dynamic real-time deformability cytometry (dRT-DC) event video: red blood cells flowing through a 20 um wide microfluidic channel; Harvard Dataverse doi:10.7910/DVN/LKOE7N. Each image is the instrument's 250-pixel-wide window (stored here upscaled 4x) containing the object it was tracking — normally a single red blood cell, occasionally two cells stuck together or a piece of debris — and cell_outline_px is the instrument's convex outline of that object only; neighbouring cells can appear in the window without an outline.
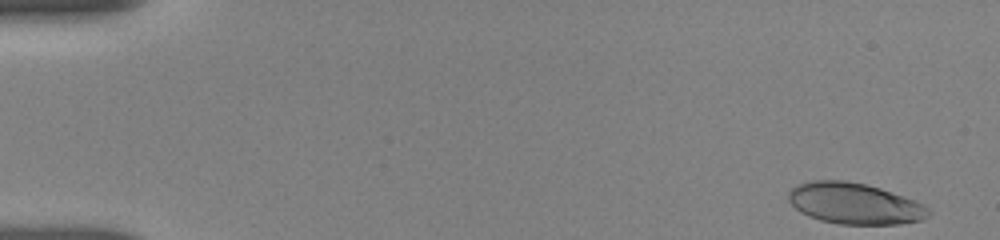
{"species": "human", "species_latin": "Homo sapiens", "temperature_condition": "room temperature", "stored_images_in_passage": 10, "camera_frame_rate_fps": 3000, "um_per_image_px": 0.085, "donor": {"sex": "female"}, "frame": {"image": 1, "passage_image": 1, "time_ms": 0.0, "image_size_px": [1000, 240], "cell_outline_px": [[932, 212], [928, 216], [920, 220], [900, 224], [840, 224], [820, 220], [808, 216], [800, 212], [788, 200], [788, 192], [792, 188], [800, 184], [812, 180], [844, 180], [868, 184], [916, 200], [924, 204]], "centroid_in_image_um": [72.65, 17.29], "position_along_channel_um": 12.3, "area_um2": 33.7}}
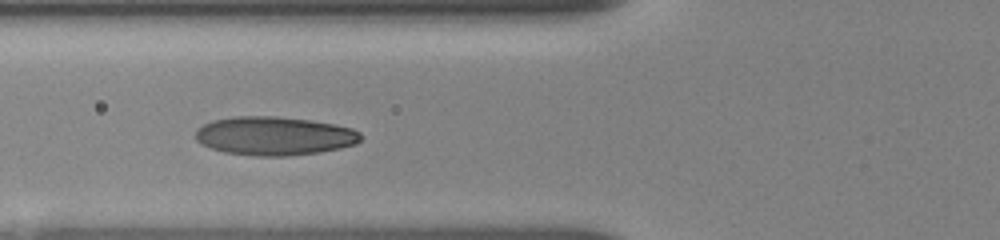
{"frame": {"image": 2, "passage_image": 7, "time_ms": 6.0, "image_size_px": [1000, 240], "cell_outline_px": [[360, 140], [356, 144], [340, 148], [320, 152], [288, 156], [256, 156], [224, 152], [200, 144], [196, 140], [196, 128], [212, 120], [232, 116], [276, 116], [312, 120], [336, 124], [352, 128], [360, 132]], "centroid_in_image_um": [23.31, 11.55], "position_along_channel_um": 102.5, "area_um2": 37.51}}
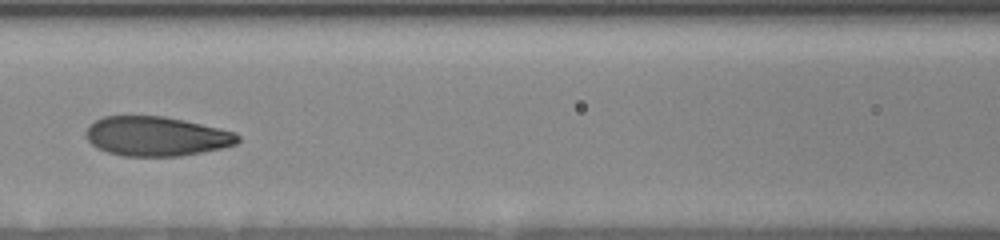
{"frame": {"image": 3, "passage_image": 9, "time_ms": 7.333, "image_size_px": [1000, 240], "cell_outline_px": [[240, 140], [236, 144], [220, 148], [180, 156], [124, 156], [108, 152], [96, 148], [88, 140], [84, 132], [96, 120], [104, 116], [164, 116], [184, 120], [236, 132], [240, 136]], "centroid_in_image_um": [13.29, 11.58], "position_along_channel_um": 153.3, "area_um2": 34.8}}